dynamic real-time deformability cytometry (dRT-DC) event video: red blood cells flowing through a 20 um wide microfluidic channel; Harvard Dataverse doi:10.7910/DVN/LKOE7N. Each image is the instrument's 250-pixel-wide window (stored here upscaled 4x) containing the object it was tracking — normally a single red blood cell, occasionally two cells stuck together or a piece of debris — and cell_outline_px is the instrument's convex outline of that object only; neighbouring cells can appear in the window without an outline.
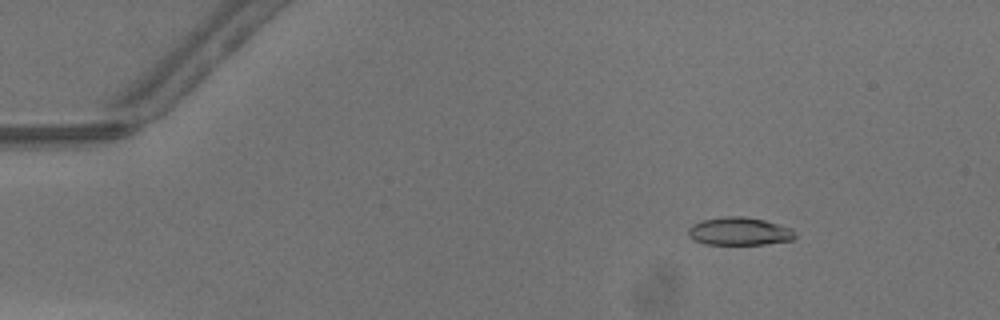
{"species": "common noctule bat (a hibernating species)", "species_latin": "Nyctalus noctula", "temperature_condition": "warm", "stored_images_in_passage": 46, "camera_frame_rate_fps": 3000, "um_per_image_px": 0.085, "animal": {"sex": "male", "body_mass_g": 13.3}, "frame": {"image": 1, "passage_image": 5, "time_ms": 1.333, "image_size_px": [1000, 320], "cell_outline_px": [[796, 236], [792, 240], [764, 244], [704, 244], [692, 240], [688, 236], [688, 228], [692, 224], [700, 220], [724, 216], [744, 216], [764, 220], [792, 228]], "centroid_in_image_um": [62.8, 19.65], "position_along_channel_um": 22.2, "area_um2": 17.57}}
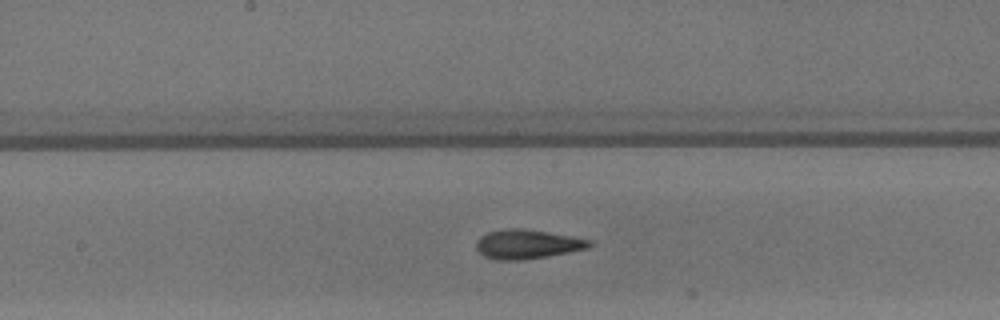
{"frame": {"image": 2, "passage_image": 24, "time_ms": 7.667, "image_size_px": [1000, 320], "cell_outline_px": [[592, 244], [588, 248], [548, 256], [520, 260], [496, 260], [484, 256], [476, 248], [476, 240], [480, 236], [488, 232], [504, 228], [524, 228], [572, 236], [592, 240]], "centroid_in_image_um": [44.8, 20.74], "position_along_channel_um": 203.4, "area_um2": 19.36}}
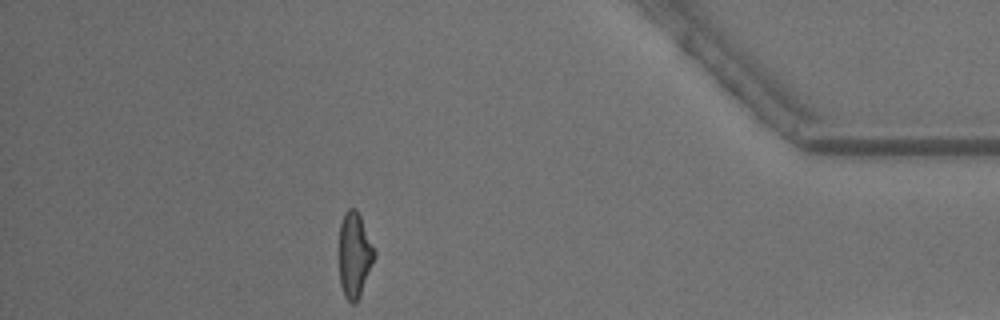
{"frame": {"image": 3, "passage_image": 41, "time_ms": 13.333, "image_size_px": [1000, 320], "cell_outline_px": [[376, 256], [360, 296], [352, 304], [344, 296], [340, 284], [340, 224], [344, 212], [348, 208], [356, 208], [360, 216], [376, 252]], "centroid_in_image_um": [30.14, 21.66], "position_along_channel_um": 405.1, "area_um2": 17.4}, "authors_computed_cell_mechanics": {"area_um2": 18.3226, "velocity_mm_per_s": 4.3566, "shape_relaxation_time_tau1_ms": 5.3323, "shape_relaxation_time_tau2_ms": 1.9873, "deformation_change_tau1": 0.1954, "deformation_change_tau2": 0.1057}}